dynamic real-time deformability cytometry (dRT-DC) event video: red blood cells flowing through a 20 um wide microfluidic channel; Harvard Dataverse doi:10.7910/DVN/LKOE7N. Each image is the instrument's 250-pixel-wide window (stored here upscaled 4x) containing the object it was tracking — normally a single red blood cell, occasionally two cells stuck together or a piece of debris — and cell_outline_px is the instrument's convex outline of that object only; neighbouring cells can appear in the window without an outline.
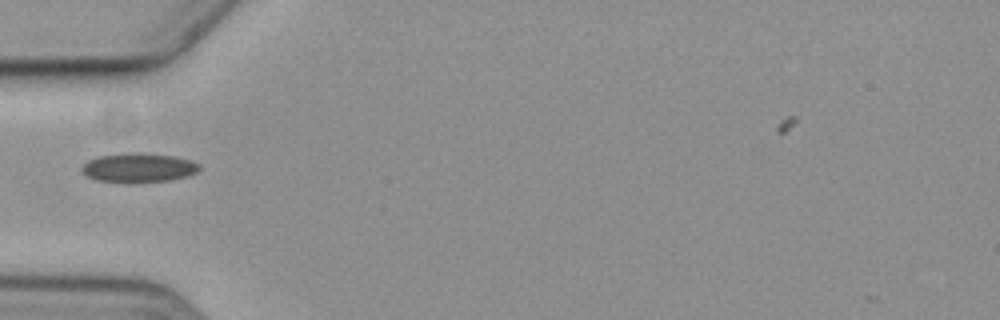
{"species": "common noctule bat (a hibernating species)", "species_latin": "Nyctalus noctula", "temperature_condition": "cold", "stored_images_in_passage": 6, "camera_frame_rate_fps": 3000, "um_per_image_px": 0.085, "animal": {"sex": "female", "body_mass_g": 19.3, "forearm_length_mm": 54.1}, "frame": {"image": 1, "passage_image": 1, "time_ms": 0.0, "image_size_px": [1000, 320], "cell_outline_px": [[200, 168], [196, 172], [188, 176], [168, 180], [96, 180], [88, 176], [80, 168], [88, 160], [96, 156], [132, 152], [176, 156], [192, 160], [200, 164]], "centroid_in_image_um": [11.81, 14.2], "position_along_channel_um": 73.2, "area_um2": 19.31}}
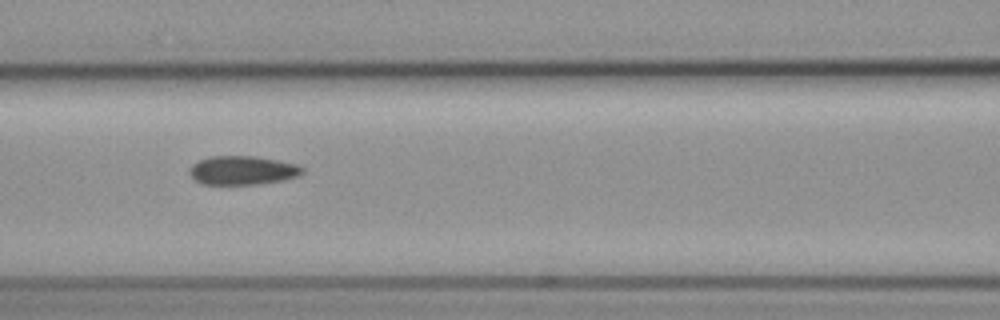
{"frame": {"image": 2, "passage_image": 3, "time_ms": 2.0, "image_size_px": [1000, 320], "cell_outline_px": [[304, 172], [300, 176], [284, 180], [256, 184], [200, 184], [188, 172], [188, 168], [192, 164], [208, 156], [256, 156], [296, 164], [304, 168]], "centroid_in_image_um": [20.61, 14.48], "position_along_channel_um": 146.0, "area_um2": 19.07}}
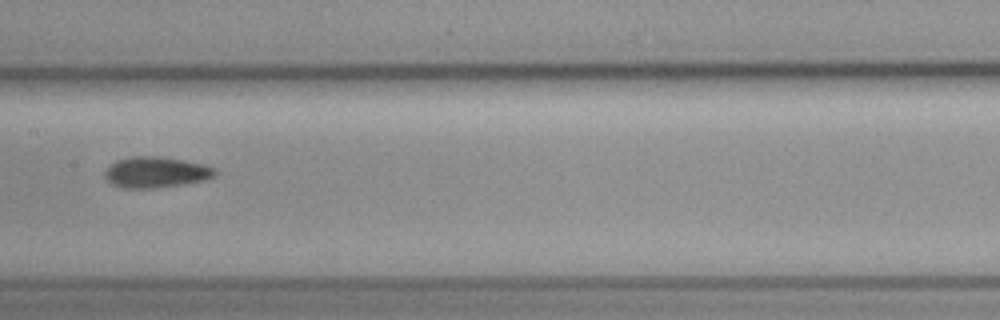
{"frame": {"image": 3, "passage_image": 4, "time_ms": 3.333, "image_size_px": [1000, 320], "cell_outline_px": [[216, 176], [204, 180], [156, 188], [124, 188], [112, 184], [104, 176], [104, 172], [116, 160], [136, 156], [160, 156], [184, 160], [204, 164], [216, 168]], "centroid_in_image_um": [13.28, 14.63], "position_along_channel_um": 194.1, "area_um2": 19.77}}